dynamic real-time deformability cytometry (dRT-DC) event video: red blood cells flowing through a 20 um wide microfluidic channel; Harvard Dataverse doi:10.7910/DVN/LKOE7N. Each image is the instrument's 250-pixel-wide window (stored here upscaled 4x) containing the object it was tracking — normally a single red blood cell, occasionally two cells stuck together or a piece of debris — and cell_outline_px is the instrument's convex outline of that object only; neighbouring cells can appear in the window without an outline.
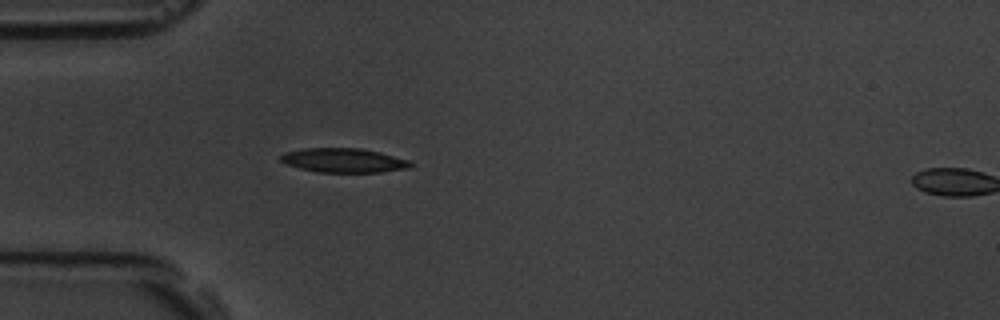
{"species": "common noctule bat (a hibernating species)", "species_latin": "Nyctalus noctula", "temperature_condition": "room temperature", "stored_images_in_passage": 2, "segment_of_instrument_passage": [1, 2], "camera_frame_rate_fps": 3000, "um_per_image_px": 0.085, "animal": {"sex": "male", "body_mass_g": 19.5, "forearm_length_mm": 54.6}, "frame": {"image": 1, "passage_image": 1, "time_ms": 0.0, "image_size_px": [1000, 320], "cell_outline_px": [[412, 168], [380, 172], [316, 172], [300, 168], [288, 164], [280, 160], [280, 156], [284, 152], [300, 148], [360, 148], [380, 152], [408, 160], [412, 164]], "centroid_in_image_um": [29.21, 13.63], "position_along_channel_um": 55.8, "area_um2": 18.38}}